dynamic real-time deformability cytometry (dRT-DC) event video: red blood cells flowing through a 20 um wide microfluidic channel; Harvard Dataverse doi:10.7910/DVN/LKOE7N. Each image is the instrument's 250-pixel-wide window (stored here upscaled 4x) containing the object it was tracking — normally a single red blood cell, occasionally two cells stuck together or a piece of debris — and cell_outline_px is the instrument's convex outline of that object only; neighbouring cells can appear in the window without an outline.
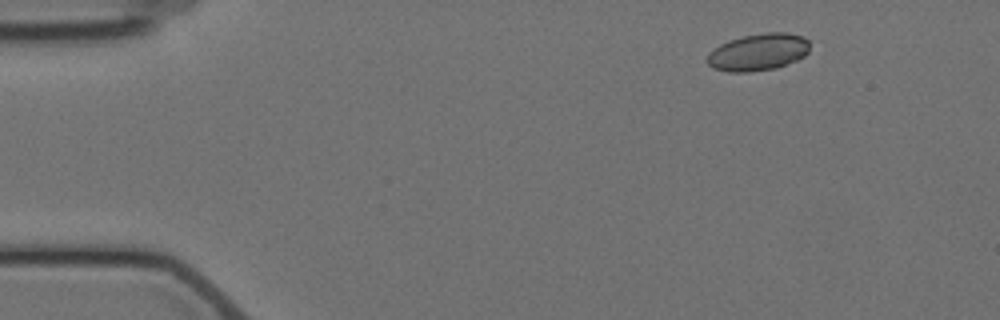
{"species": "Egyptian fruit bat (a non-hibernating species)", "species_latin": "Rousettus aegyptiacus", "temperature_condition": "cold", "stored_images_in_passage": 4, "camera_frame_rate_fps": 3000, "um_per_image_px": 0.085, "animal": {"sex": "female"}, "frame": {"image": 1, "passage_image": 1, "time_ms": 0.0, "image_size_px": [1000, 320], "cell_outline_px": [[808, 52], [804, 56], [796, 60], [776, 68], [748, 72], [728, 72], [712, 68], [708, 64], [708, 52], [720, 44], [728, 40], [744, 36], [768, 32], [788, 32], [804, 36], [808, 40]], "centroid_in_image_um": [64.44, 4.43], "position_along_channel_um": 20.6, "area_um2": 22.2}}
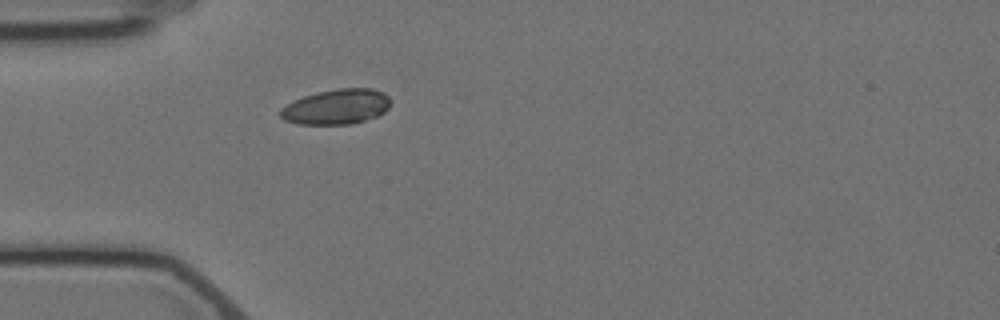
{"frame": {"image": 2, "passage_image": 4, "time_ms": 3.333, "image_size_px": [1000, 320], "cell_outline_px": [[388, 108], [384, 112], [376, 116], [352, 124], [296, 124], [284, 120], [280, 116], [280, 108], [292, 100], [316, 92], [336, 88], [372, 88], [384, 92], [388, 96]], "centroid_in_image_um": [28.55, 9.07], "position_along_channel_um": 56.4, "area_um2": 22.66}}